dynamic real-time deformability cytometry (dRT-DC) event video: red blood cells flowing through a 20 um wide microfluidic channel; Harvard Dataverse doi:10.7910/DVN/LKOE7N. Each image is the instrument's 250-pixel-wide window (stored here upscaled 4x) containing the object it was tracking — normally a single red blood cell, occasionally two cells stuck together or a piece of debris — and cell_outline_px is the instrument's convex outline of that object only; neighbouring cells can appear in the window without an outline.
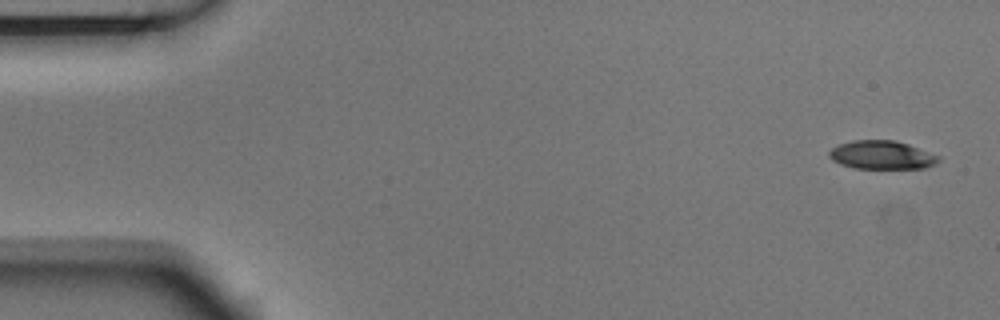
{"species": "Egyptian fruit bat (a non-hibernating species)", "species_latin": "Rousettus aegyptiacus", "temperature_condition": "room temperature", "stored_images_in_passage": 6, "camera_frame_rate_fps": 3000, "um_per_image_px": 0.085, "animal": {"sex": "male"}, "frame": {"image": 1, "passage_image": 1, "time_ms": 0.0, "image_size_px": [1000, 320], "cell_outline_px": [[940, 160], [936, 164], [924, 168], [856, 168], [840, 164], [832, 160], [828, 156], [828, 152], [832, 148], [840, 144], [852, 140], [896, 140], [908, 144], [940, 156]], "centroid_in_image_um": [74.95, 13.17], "position_along_channel_um": 10.0, "area_um2": 18.15}}
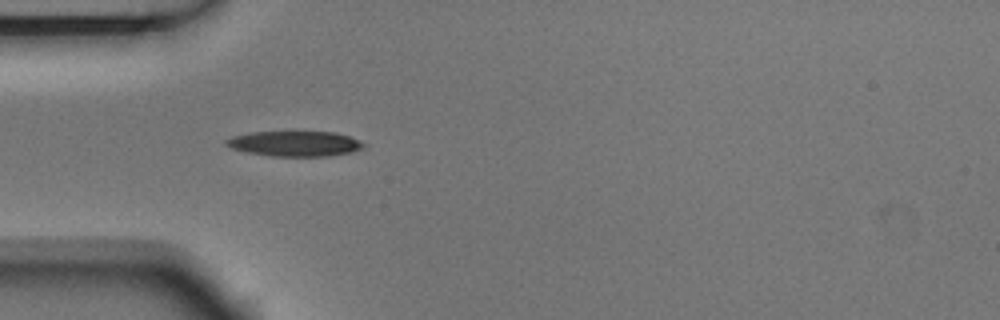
{"frame": {"image": 2, "passage_image": 5, "time_ms": 1.333, "image_size_px": [1000, 320], "cell_outline_px": [[364, 148], [352, 152], [328, 156], [272, 156], [248, 152], [232, 148], [224, 144], [224, 140], [232, 136], [252, 132], [288, 128], [296, 128], [336, 132], [348, 136], [364, 144]], "centroid_in_image_um": [25.03, 12.14], "position_along_channel_um": 60.0, "area_um2": 21.39}}
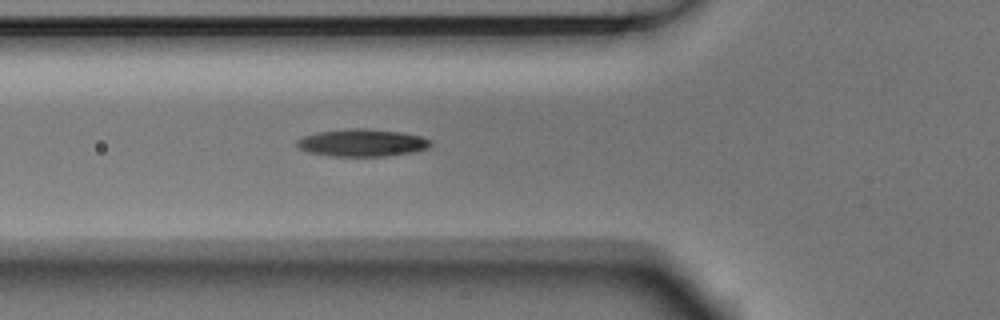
{"frame": {"image": 3, "passage_image": 6, "time_ms": 1.667, "image_size_px": [1000, 320], "cell_outline_px": [[432, 144], [428, 148], [412, 152], [384, 156], [332, 156], [308, 152], [300, 148], [296, 144], [296, 140], [304, 136], [316, 132], [348, 128], [364, 128], [400, 132], [420, 136], [432, 140]], "centroid_in_image_um": [30.77, 12.13], "position_along_channel_um": 95.0, "area_um2": 21.33}}